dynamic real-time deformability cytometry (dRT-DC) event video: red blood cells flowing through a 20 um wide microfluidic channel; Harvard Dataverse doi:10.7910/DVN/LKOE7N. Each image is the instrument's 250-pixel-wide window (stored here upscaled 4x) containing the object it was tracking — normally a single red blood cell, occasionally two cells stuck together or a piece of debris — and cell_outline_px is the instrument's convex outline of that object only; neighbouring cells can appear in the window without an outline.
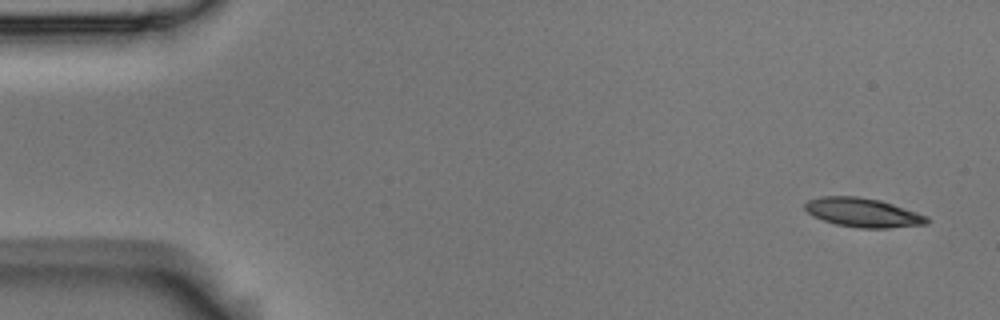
{"species": "Egyptian fruit bat (a non-hibernating species)", "species_latin": "Rousettus aegyptiacus", "temperature_condition": "room temperature", "stored_images_in_passage": 5, "camera_frame_rate_fps": 3000, "um_per_image_px": 0.085, "animal": {"sex": "male"}, "frame": {"image": 1, "passage_image": 1, "time_ms": 0.0, "image_size_px": [1000, 320], "cell_outline_px": [[932, 220], [928, 224], [888, 228], [856, 228], [836, 224], [812, 216], [804, 208], [804, 204], [808, 200], [820, 196], [856, 196], [880, 200], [928, 216]], "centroid_in_image_um": [73.36, 18.07], "position_along_channel_um": 11.6, "area_um2": 20.75}}
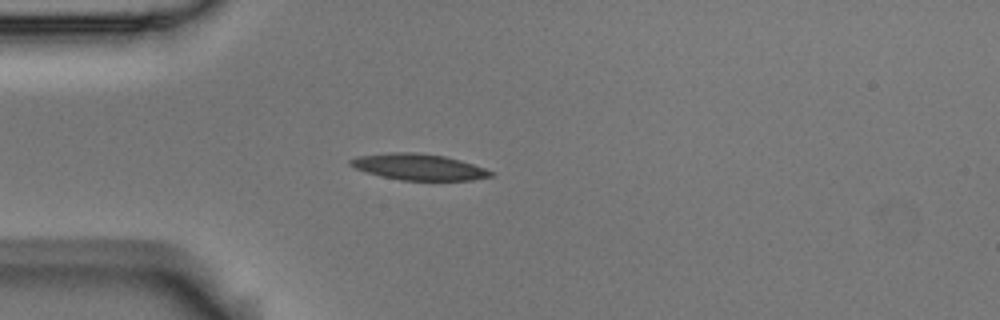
{"frame": {"image": 2, "passage_image": 4, "time_ms": 1.0, "image_size_px": [1000, 320], "cell_outline_px": [[492, 176], [472, 180], [400, 180], [368, 172], [356, 168], [348, 164], [348, 160], [356, 156], [388, 152], [416, 152], [444, 156], [460, 160], [484, 168], [492, 172]], "centroid_in_image_um": [35.55, 14.17], "position_along_channel_um": 49.4, "area_um2": 21.21}}